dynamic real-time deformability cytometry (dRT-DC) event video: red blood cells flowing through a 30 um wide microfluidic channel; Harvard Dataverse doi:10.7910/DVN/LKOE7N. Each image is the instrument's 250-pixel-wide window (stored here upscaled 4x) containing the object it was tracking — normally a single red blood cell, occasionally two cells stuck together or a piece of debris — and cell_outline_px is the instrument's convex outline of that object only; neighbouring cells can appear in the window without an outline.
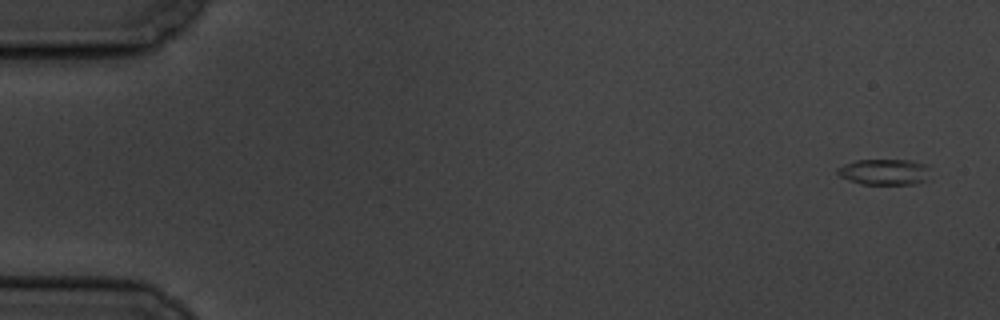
{"species": "common noctule bat (a hibernating species)", "species_latin": "Nyctalus noctula", "temperature_condition": "cold", "stored_images_in_passage": 6, "camera_frame_rate_fps": 3000, "um_per_image_px": 0.085, "animal": {"sex": "male", "body_mass_g": 19.5, "forearm_length_mm": 54.6}, "frame": {"image": 1, "passage_image": 1, "time_ms": 0.0, "image_size_px": [1000, 320], "cell_outline_px": [[928, 164], [924, 180], [916, 184], [860, 184], [848, 180], [840, 176], [836, 172], [836, 168], [844, 164], [856, 160], [912, 160]], "centroid_in_image_um": [75.11, 14.6], "position_along_channel_um": 9.9, "area_um2": 13.93}}
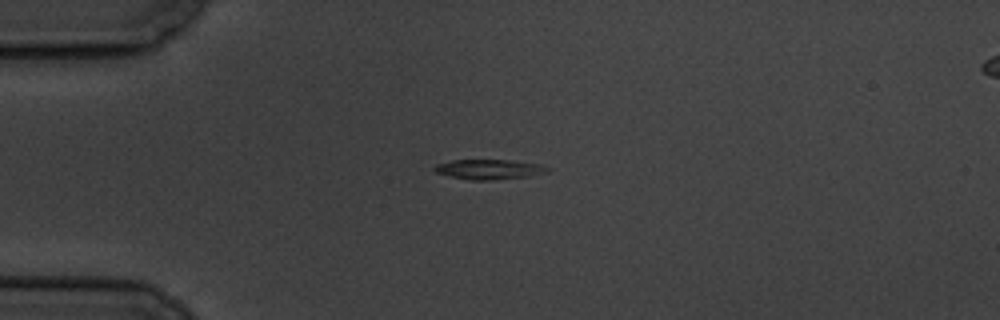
{"frame": {"image": 2, "passage_image": 4, "time_ms": 4.333, "image_size_px": [1000, 320], "cell_outline_px": [[552, 168], [548, 172], [532, 176], [492, 180], [468, 180], [448, 176], [436, 172], [432, 168], [436, 164], [452, 160], [508, 160], [540, 164]], "centroid_in_image_um": [41.59, 14.4], "position_along_channel_um": 43.4, "area_um2": 13.29}}
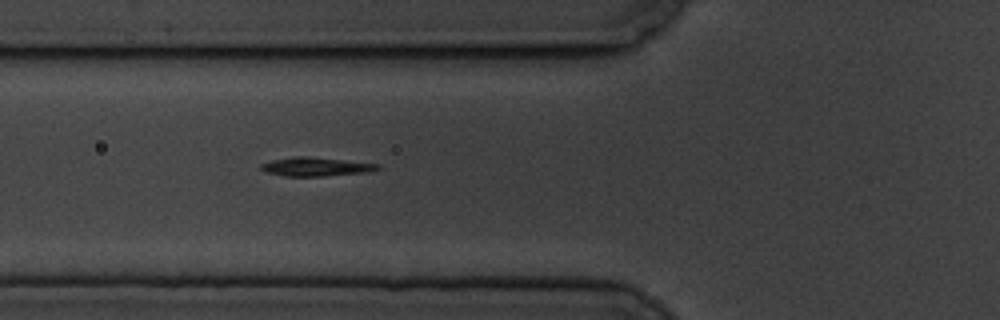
{"frame": {"image": 3, "passage_image": 6, "time_ms": 6.667, "image_size_px": [1000, 320], "cell_outline_px": [[380, 168], [364, 172], [324, 176], [284, 176], [264, 172], [260, 168], [260, 164], [272, 160], [296, 156], [308, 156], [380, 164]], "centroid_in_image_um": [26.78, 14.17], "position_along_channel_um": 99.0, "area_um2": 12.66}}